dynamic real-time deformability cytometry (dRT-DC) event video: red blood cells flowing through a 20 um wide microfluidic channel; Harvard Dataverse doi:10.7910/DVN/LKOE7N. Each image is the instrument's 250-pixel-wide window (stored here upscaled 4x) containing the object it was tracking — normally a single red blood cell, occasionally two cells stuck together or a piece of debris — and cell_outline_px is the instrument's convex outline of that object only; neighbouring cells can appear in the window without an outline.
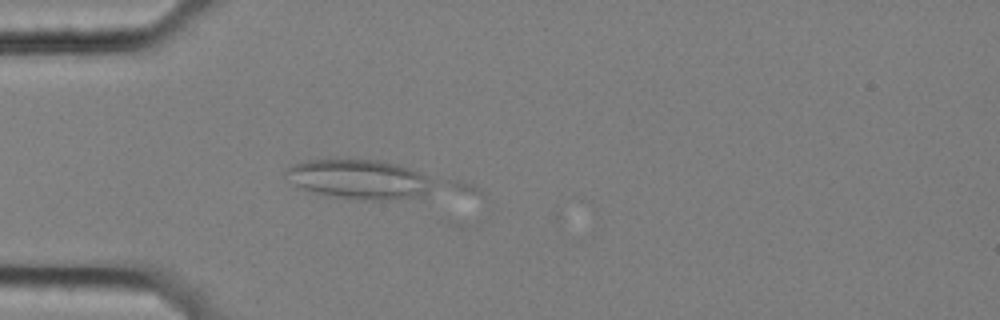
{"species": "common noctule bat (a hibernating species)", "species_latin": "Nyctalus noctula", "temperature_condition": "cold", "stored_images_in_passage": 6, "camera_frame_rate_fps": 3000, "um_per_image_px": 0.085, "animal": {"sex": "female", "body_mass_g": 25.1}, "frame": {"image": 1, "passage_image": 5, "time_ms": 1.333, "image_size_px": [1000, 320], "cell_outline_px": [[484, 196], [388, 200], [360, 200], [336, 196], [316, 192], [304, 188], [296, 184], [284, 176], [284, 172], [288, 168], [296, 164], [308, 160], [336, 156], [380, 160], [400, 164], [460, 180], [472, 184], [480, 188]], "centroid_in_image_um": [31.91, 15.32], "position_along_channel_um": 53.1, "area_um2": 42.19}}